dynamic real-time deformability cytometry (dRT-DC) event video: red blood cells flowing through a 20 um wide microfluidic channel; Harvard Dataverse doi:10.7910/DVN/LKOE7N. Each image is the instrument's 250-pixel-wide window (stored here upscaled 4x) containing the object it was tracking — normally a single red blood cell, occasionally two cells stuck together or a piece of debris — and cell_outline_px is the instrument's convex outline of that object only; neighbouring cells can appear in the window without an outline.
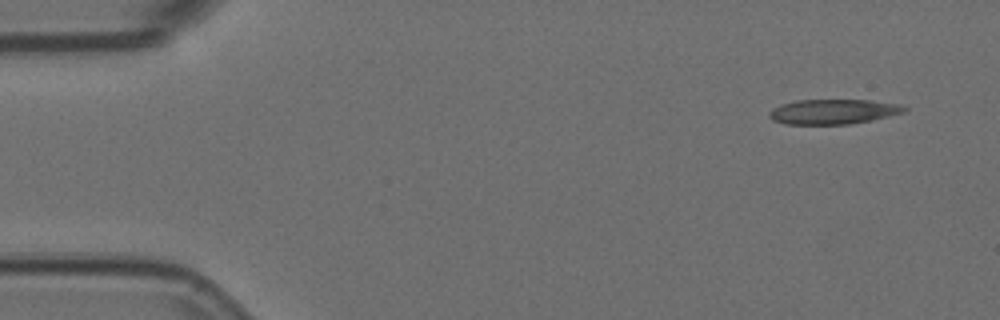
{"species": "Egyptian fruit bat (a non-hibernating species)", "species_latin": "Rousettus aegyptiacus", "temperature_condition": "room temperature", "stored_images_in_passage": 8, "camera_frame_rate_fps": 3000, "um_per_image_px": 0.085, "animal": {"sex": "female"}, "frame": {"image": 1, "passage_image": 1, "time_ms": 0.0, "image_size_px": [1000, 320], "cell_outline_px": [[908, 108], [904, 112], [872, 120], [848, 124], [784, 124], [772, 120], [768, 116], [768, 112], [772, 108], [780, 104], [796, 100], [868, 100], [900, 104]], "centroid_in_image_um": [70.78, 9.49], "position_along_channel_um": 14.2, "area_um2": 19.65}}
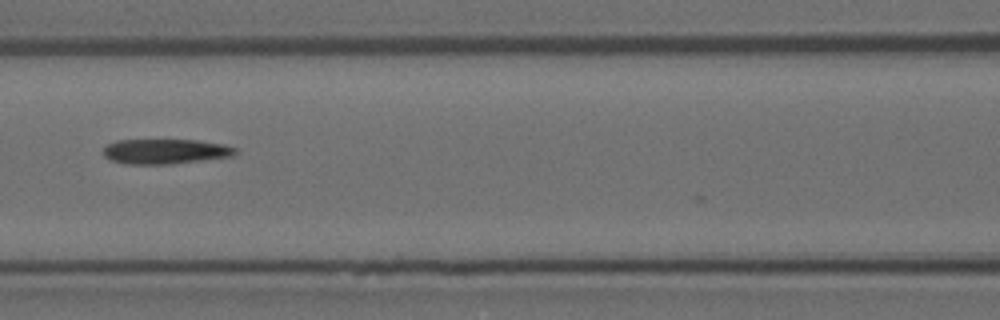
{"frame": {"image": 2, "passage_image": 6, "time_ms": 1.667, "image_size_px": [1000, 320], "cell_outline_px": [[236, 152], [232, 156], [168, 164], [128, 164], [112, 160], [104, 156], [104, 148], [108, 144], [116, 140], [196, 140], [224, 144], [236, 148]], "centroid_in_image_um": [14.04, 12.86], "position_along_channel_um": 152.6, "area_um2": 18.96}}
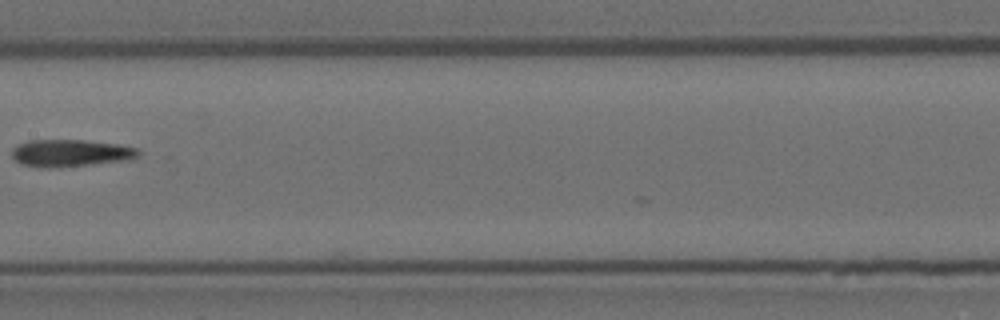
{"frame": {"image": 3, "passage_image": 7, "time_ms": 2.0, "image_size_px": [1000, 320], "cell_outline_px": [[140, 152], [136, 156], [120, 160], [84, 164], [20, 164], [12, 156], [12, 148], [16, 144], [28, 140], [84, 140], [120, 144], [136, 148]], "centroid_in_image_um": [5.97, 12.93], "position_along_channel_um": 201.4, "area_um2": 18.61}}